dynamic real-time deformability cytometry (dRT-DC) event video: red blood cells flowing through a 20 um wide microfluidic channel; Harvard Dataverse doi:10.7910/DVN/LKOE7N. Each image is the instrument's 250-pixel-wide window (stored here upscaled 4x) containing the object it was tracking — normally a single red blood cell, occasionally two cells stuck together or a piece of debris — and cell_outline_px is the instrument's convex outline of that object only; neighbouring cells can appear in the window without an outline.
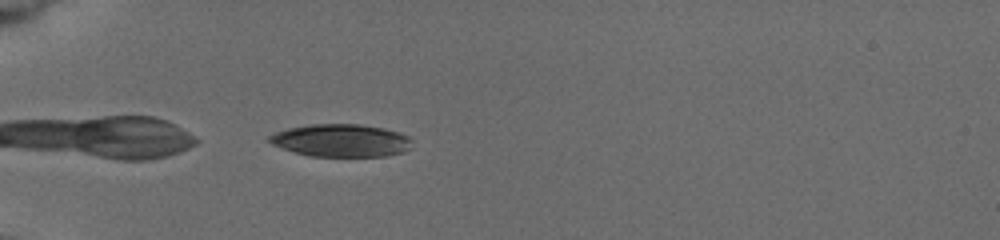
{"species": "common noctule bat (a hibernating species)", "species_latin": "Nyctalus noctula", "temperature_condition": "cold", "stored_images_in_passage": 8, "camera_frame_rate_fps": 3000, "um_per_image_px": 0.085, "animal": {"sex": "female", "body_mass_g": 19.5, "forearm_length_mm": 54.1}, "frame": {"image": 1, "passage_image": 1, "time_ms": 0.0, "image_size_px": [1000, 240], "cell_outline_px": [[408, 148], [404, 152], [384, 156], [308, 156], [272, 144], [268, 140], [268, 136], [276, 132], [288, 128], [308, 124], [360, 124], [384, 128], [400, 132], [408, 136]], "centroid_in_image_um": [28.96, 11.93], "position_along_channel_um": 56.0, "area_um2": 26.93}}
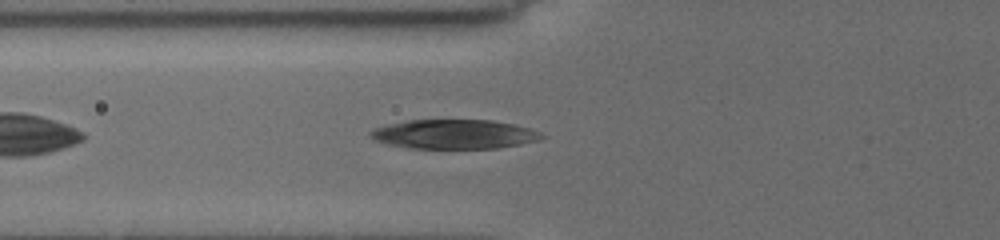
{"frame": {"image": 2, "passage_image": 5, "time_ms": 1.333, "image_size_px": [1000, 240], "cell_outline_px": [[548, 136], [540, 140], [520, 144], [496, 148], [408, 148], [388, 144], [372, 140], [368, 136], [368, 132], [376, 128], [388, 124], [408, 120], [492, 120], [532, 128]], "centroid_in_image_um": [38.61, 11.41], "position_along_channel_um": 87.2, "area_um2": 29.42}}
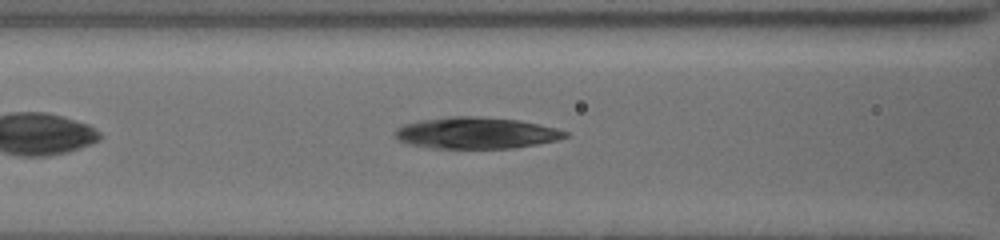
{"frame": {"image": 3, "passage_image": 7, "time_ms": 2.333, "image_size_px": [1000, 240], "cell_outline_px": [[568, 136], [556, 140], [536, 144], [512, 148], [428, 148], [408, 144], [400, 140], [396, 136], [396, 128], [404, 124], [420, 120], [448, 116], [476, 116], [520, 120], [540, 124], [556, 128], [568, 132]], "centroid_in_image_um": [40.47, 11.3], "position_along_channel_um": 126.1, "area_um2": 31.21}}